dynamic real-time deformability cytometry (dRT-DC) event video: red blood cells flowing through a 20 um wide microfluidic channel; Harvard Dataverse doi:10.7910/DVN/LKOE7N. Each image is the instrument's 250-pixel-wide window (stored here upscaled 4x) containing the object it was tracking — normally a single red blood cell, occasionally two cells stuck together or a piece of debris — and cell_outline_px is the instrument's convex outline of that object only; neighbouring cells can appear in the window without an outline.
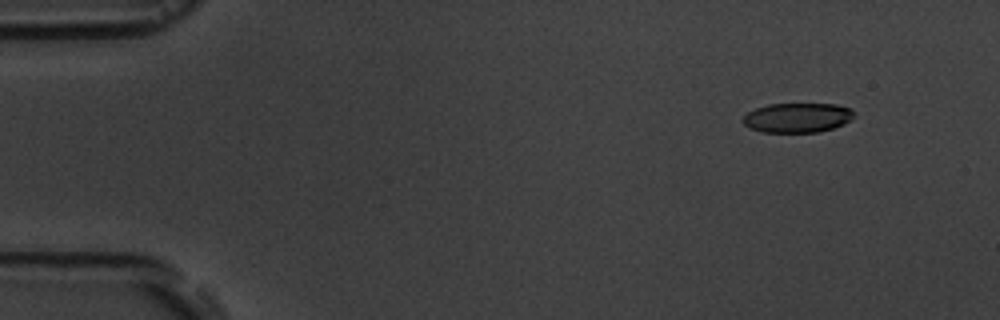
{"species": "common noctule bat (a hibernating species)", "species_latin": "Nyctalus noctula", "temperature_condition": "room temperature", "stored_images_in_passage": 6, "segment_of_instrument_passage": [1, 2], "camera_frame_rate_fps": 3000, "um_per_image_px": 0.085, "animal": {"sex": "male", "body_mass_g": 19.5, "forearm_length_mm": 54.6}, "frame": {"image": 1, "passage_image": 2, "time_ms": 1.333, "image_size_px": [1000, 320], "cell_outline_px": [[852, 116], [844, 124], [820, 132], [760, 132], [748, 128], [744, 124], [744, 116], [748, 112], [756, 108], [768, 104], [836, 104], [852, 108]], "centroid_in_image_um": [67.75, 10.0], "position_along_channel_um": 17.2, "area_um2": 19.07}}
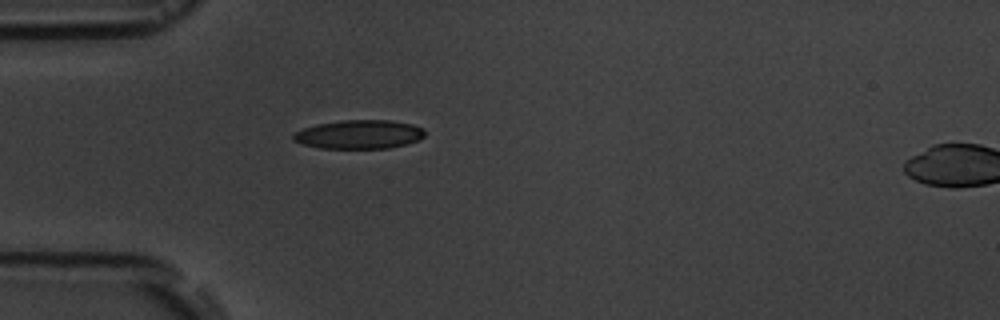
{"frame": {"image": 2, "passage_image": 5, "time_ms": 5.0, "image_size_px": [1000, 320], "cell_outline_px": [[424, 136], [420, 140], [388, 148], [320, 148], [304, 144], [292, 140], [292, 136], [296, 132], [304, 128], [316, 124], [344, 120], [388, 120], [412, 124], [424, 128]], "centroid_in_image_um": [30.54, 11.42], "position_along_channel_um": 54.5, "area_um2": 21.96}}